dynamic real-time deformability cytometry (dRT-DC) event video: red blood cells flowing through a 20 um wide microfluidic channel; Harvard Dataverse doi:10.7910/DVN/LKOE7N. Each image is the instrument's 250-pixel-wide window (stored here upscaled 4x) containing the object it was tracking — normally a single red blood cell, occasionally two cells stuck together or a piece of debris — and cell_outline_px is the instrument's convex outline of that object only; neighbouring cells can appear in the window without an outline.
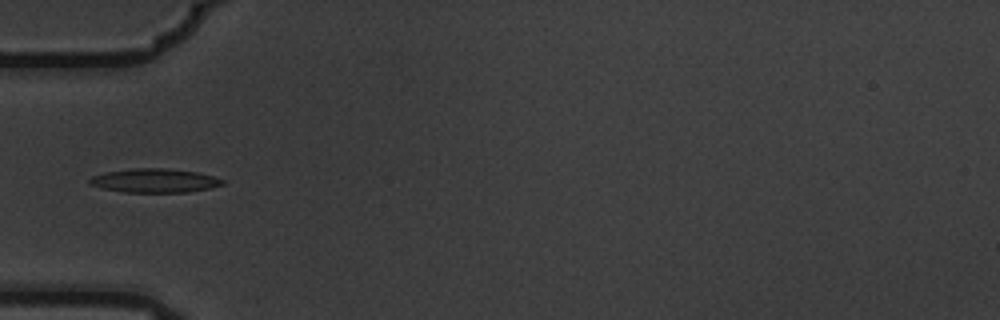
{"species": "common noctule bat (a hibernating species)", "species_latin": "Nyctalus noctula", "temperature_condition": "warm", "stored_images_in_passage": 6, "camera_frame_rate_fps": 3000, "um_per_image_px": 0.085, "animal": {"sex": "male", "body_mass_g": 19.5, "forearm_length_mm": 54.6}, "frame": {"image": 1, "passage_image": 4, "time_ms": 1.0, "image_size_px": [1000, 320], "cell_outline_px": [[224, 184], [208, 188], [188, 192], [124, 192], [104, 188], [88, 184], [88, 180], [92, 176], [104, 172], [132, 168], [168, 168], [196, 172], [212, 176], [224, 180]], "centroid_in_image_um": [13.11, 15.34], "position_along_channel_um": 71.9, "area_um2": 18.44}}
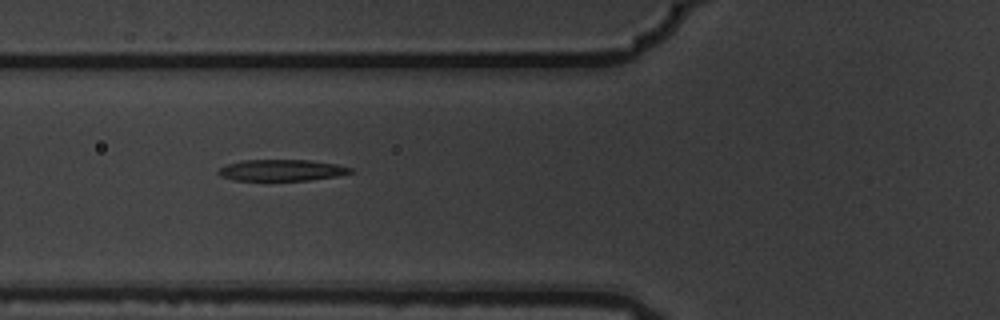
{"frame": {"image": 2, "passage_image": 5, "time_ms": 1.333, "image_size_px": [1000, 320], "cell_outline_px": [[352, 172], [336, 176], [308, 180], [236, 180], [220, 176], [216, 172], [220, 168], [228, 164], [244, 160], [308, 160], [336, 164], [352, 168]], "centroid_in_image_um": [23.92, 14.46], "position_along_channel_um": 101.9, "area_um2": 16.18}}
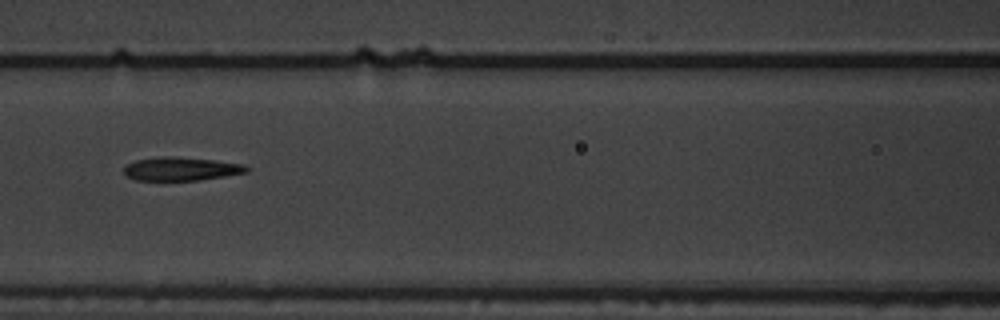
{"frame": {"image": 3, "passage_image": 6, "time_ms": 1.667, "image_size_px": [1000, 320], "cell_outline_px": [[248, 172], [200, 180], [136, 180], [128, 176], [124, 172], [124, 168], [128, 164], [136, 160], [164, 156], [176, 156], [212, 160], [244, 164], [248, 168]], "centroid_in_image_um": [15.4, 14.35], "position_along_channel_um": 151.2, "area_um2": 16.59}}